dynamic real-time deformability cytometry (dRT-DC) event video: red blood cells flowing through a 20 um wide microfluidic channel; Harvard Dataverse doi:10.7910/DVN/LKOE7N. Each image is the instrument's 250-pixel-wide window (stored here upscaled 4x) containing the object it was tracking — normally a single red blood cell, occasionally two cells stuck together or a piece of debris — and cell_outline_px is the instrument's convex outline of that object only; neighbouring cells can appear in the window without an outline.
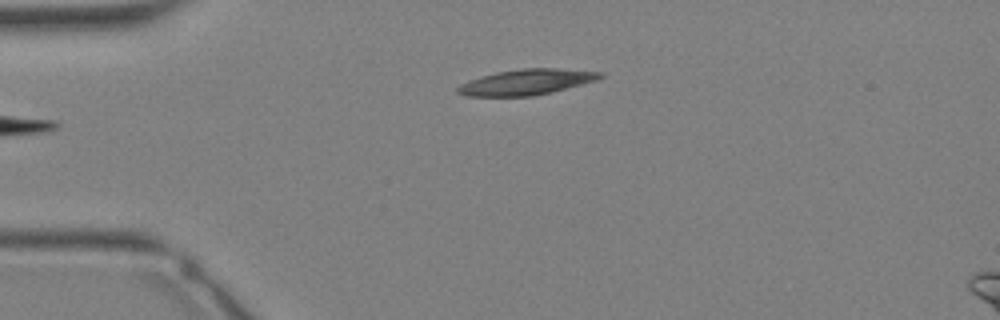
{"species": "Egyptian fruit bat (a non-hibernating species)", "species_latin": "Rousettus aegyptiacus", "temperature_condition": "warm", "stored_images_in_passage": 25, "camera_frame_rate_fps": 3000, "um_per_image_px": 0.085, "animal": {"sex": "female"}, "frame": {"image": 1, "passage_image": 1, "time_ms": 0.0, "image_size_px": [1000, 320], "cell_outline_px": [[604, 76], [596, 80], [552, 92], [532, 96], [464, 96], [456, 92], [456, 88], [460, 84], [468, 80], [480, 76], [496, 72], [520, 68], [556, 68], [604, 72]], "centroid_in_image_um": [44.71, 6.97], "position_along_channel_um": 40.3, "area_um2": 21.39}}
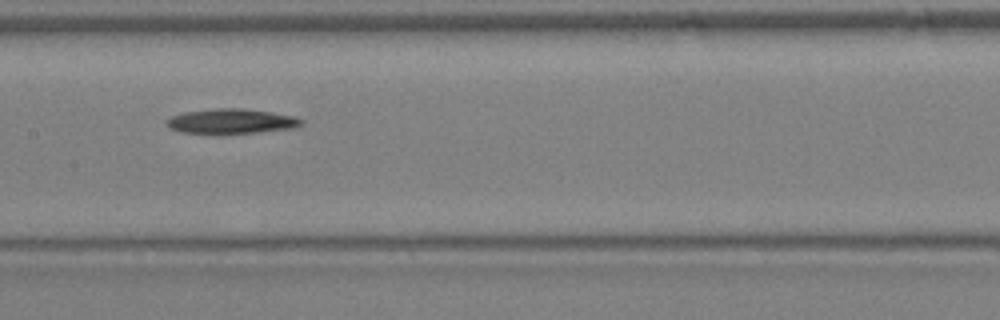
{"frame": {"image": 2, "passage_image": 10, "time_ms": 3.0, "image_size_px": [1000, 320], "cell_outline_px": [[304, 124], [292, 128], [220, 136], [212, 136], [180, 132], [168, 128], [164, 124], [164, 120], [172, 116], [184, 112], [216, 108], [244, 108], [296, 116], [304, 120]], "centroid_in_image_um": [19.58, 10.34], "position_along_channel_um": 187.8, "area_um2": 20.46}}
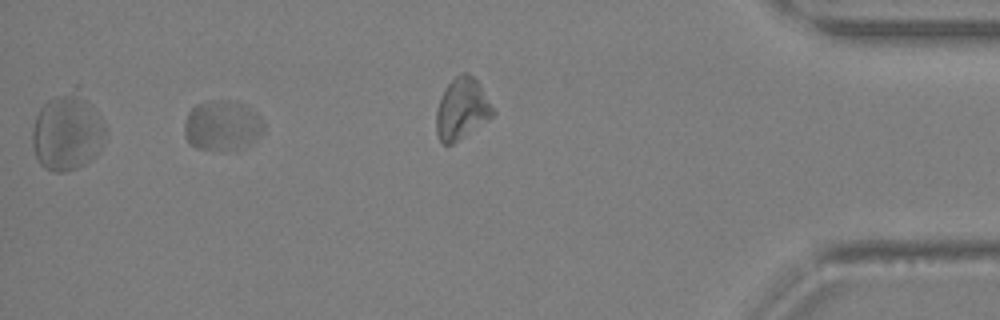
{"frame": {"image": 3, "passage_image": 22, "time_ms": 7.0, "image_size_px": [1000, 320], "cell_outline_px": [[264, 132], [252, 144], [244, 148], [228, 152], [224, 152], [196, 148], [188, 144], [184, 136], [184, 124], [188, 112], [196, 104], [208, 100], [228, 100], [252, 108], [260, 116], [264, 124]], "centroid_in_image_um": [18.89, 10.71], "position_along_channel_um": 416.3, "area_um2": 24.04}}